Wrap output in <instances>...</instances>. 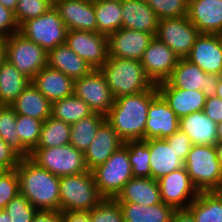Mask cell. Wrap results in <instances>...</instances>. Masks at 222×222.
Returning a JSON list of instances; mask_svg holds the SVG:
<instances>
[{"label": "cell", "instance_id": "e0dca14e", "mask_svg": "<svg viewBox=\"0 0 222 222\" xmlns=\"http://www.w3.org/2000/svg\"><path fill=\"white\" fill-rule=\"evenodd\" d=\"M186 59L205 73L222 75V39L220 34L200 33Z\"/></svg>", "mask_w": 222, "mask_h": 222}, {"label": "cell", "instance_id": "f1b7e54d", "mask_svg": "<svg viewBox=\"0 0 222 222\" xmlns=\"http://www.w3.org/2000/svg\"><path fill=\"white\" fill-rule=\"evenodd\" d=\"M15 113L45 121L51 116L52 103L30 83L11 104Z\"/></svg>", "mask_w": 222, "mask_h": 222}, {"label": "cell", "instance_id": "7bdbcfd3", "mask_svg": "<svg viewBox=\"0 0 222 222\" xmlns=\"http://www.w3.org/2000/svg\"><path fill=\"white\" fill-rule=\"evenodd\" d=\"M51 7L46 0H18L14 15L20 27L25 21L41 16Z\"/></svg>", "mask_w": 222, "mask_h": 222}, {"label": "cell", "instance_id": "30bf717a", "mask_svg": "<svg viewBox=\"0 0 222 222\" xmlns=\"http://www.w3.org/2000/svg\"><path fill=\"white\" fill-rule=\"evenodd\" d=\"M199 34L197 27L188 17L181 16L159 19L155 37L164 42L179 59H185Z\"/></svg>", "mask_w": 222, "mask_h": 222}, {"label": "cell", "instance_id": "603a6c76", "mask_svg": "<svg viewBox=\"0 0 222 222\" xmlns=\"http://www.w3.org/2000/svg\"><path fill=\"white\" fill-rule=\"evenodd\" d=\"M159 18L145 0H122V26L156 35Z\"/></svg>", "mask_w": 222, "mask_h": 222}, {"label": "cell", "instance_id": "9c48e42d", "mask_svg": "<svg viewBox=\"0 0 222 222\" xmlns=\"http://www.w3.org/2000/svg\"><path fill=\"white\" fill-rule=\"evenodd\" d=\"M47 56L44 48L19 32L7 37L6 60L31 80L47 66Z\"/></svg>", "mask_w": 222, "mask_h": 222}, {"label": "cell", "instance_id": "b9f144b4", "mask_svg": "<svg viewBox=\"0 0 222 222\" xmlns=\"http://www.w3.org/2000/svg\"><path fill=\"white\" fill-rule=\"evenodd\" d=\"M9 215L10 222H32L37 209L29 200L18 194L4 208Z\"/></svg>", "mask_w": 222, "mask_h": 222}, {"label": "cell", "instance_id": "d6a6232c", "mask_svg": "<svg viewBox=\"0 0 222 222\" xmlns=\"http://www.w3.org/2000/svg\"><path fill=\"white\" fill-rule=\"evenodd\" d=\"M97 32L109 36L122 26V0H93Z\"/></svg>", "mask_w": 222, "mask_h": 222}, {"label": "cell", "instance_id": "680465c9", "mask_svg": "<svg viewBox=\"0 0 222 222\" xmlns=\"http://www.w3.org/2000/svg\"><path fill=\"white\" fill-rule=\"evenodd\" d=\"M217 137L218 142H222V121L217 123Z\"/></svg>", "mask_w": 222, "mask_h": 222}, {"label": "cell", "instance_id": "c3c4849f", "mask_svg": "<svg viewBox=\"0 0 222 222\" xmlns=\"http://www.w3.org/2000/svg\"><path fill=\"white\" fill-rule=\"evenodd\" d=\"M203 112L215 123L222 121V100L217 96L206 98Z\"/></svg>", "mask_w": 222, "mask_h": 222}, {"label": "cell", "instance_id": "cb8c5ba5", "mask_svg": "<svg viewBox=\"0 0 222 222\" xmlns=\"http://www.w3.org/2000/svg\"><path fill=\"white\" fill-rule=\"evenodd\" d=\"M31 82L51 103L73 95L74 80L48 66L36 74Z\"/></svg>", "mask_w": 222, "mask_h": 222}, {"label": "cell", "instance_id": "94428289", "mask_svg": "<svg viewBox=\"0 0 222 222\" xmlns=\"http://www.w3.org/2000/svg\"><path fill=\"white\" fill-rule=\"evenodd\" d=\"M6 170L0 166V176L2 175L3 172H5Z\"/></svg>", "mask_w": 222, "mask_h": 222}, {"label": "cell", "instance_id": "f907efd6", "mask_svg": "<svg viewBox=\"0 0 222 222\" xmlns=\"http://www.w3.org/2000/svg\"><path fill=\"white\" fill-rule=\"evenodd\" d=\"M61 222H91L89 211H63Z\"/></svg>", "mask_w": 222, "mask_h": 222}, {"label": "cell", "instance_id": "836d02e7", "mask_svg": "<svg viewBox=\"0 0 222 222\" xmlns=\"http://www.w3.org/2000/svg\"><path fill=\"white\" fill-rule=\"evenodd\" d=\"M105 120L104 115L93 113L71 124L70 144L84 153L94 140L99 126Z\"/></svg>", "mask_w": 222, "mask_h": 222}, {"label": "cell", "instance_id": "7dc6e473", "mask_svg": "<svg viewBox=\"0 0 222 222\" xmlns=\"http://www.w3.org/2000/svg\"><path fill=\"white\" fill-rule=\"evenodd\" d=\"M22 157L0 138V166L5 170L15 169Z\"/></svg>", "mask_w": 222, "mask_h": 222}, {"label": "cell", "instance_id": "816d5d0a", "mask_svg": "<svg viewBox=\"0 0 222 222\" xmlns=\"http://www.w3.org/2000/svg\"><path fill=\"white\" fill-rule=\"evenodd\" d=\"M170 222H196V220L188 209H179L174 211Z\"/></svg>", "mask_w": 222, "mask_h": 222}, {"label": "cell", "instance_id": "8fae6325", "mask_svg": "<svg viewBox=\"0 0 222 222\" xmlns=\"http://www.w3.org/2000/svg\"><path fill=\"white\" fill-rule=\"evenodd\" d=\"M73 94L88 104L94 113L104 116L115 100L100 69H92L82 78L74 80Z\"/></svg>", "mask_w": 222, "mask_h": 222}, {"label": "cell", "instance_id": "681fc988", "mask_svg": "<svg viewBox=\"0 0 222 222\" xmlns=\"http://www.w3.org/2000/svg\"><path fill=\"white\" fill-rule=\"evenodd\" d=\"M60 210H37L32 222H61Z\"/></svg>", "mask_w": 222, "mask_h": 222}, {"label": "cell", "instance_id": "74e56055", "mask_svg": "<svg viewBox=\"0 0 222 222\" xmlns=\"http://www.w3.org/2000/svg\"><path fill=\"white\" fill-rule=\"evenodd\" d=\"M128 146V157L134 177H151L150 151L148 140H129L124 142Z\"/></svg>", "mask_w": 222, "mask_h": 222}, {"label": "cell", "instance_id": "6da1fadb", "mask_svg": "<svg viewBox=\"0 0 222 222\" xmlns=\"http://www.w3.org/2000/svg\"><path fill=\"white\" fill-rule=\"evenodd\" d=\"M158 93L155 84L149 90L121 96L114 100V104L105 118L124 142L145 140L148 108Z\"/></svg>", "mask_w": 222, "mask_h": 222}, {"label": "cell", "instance_id": "83f0119b", "mask_svg": "<svg viewBox=\"0 0 222 222\" xmlns=\"http://www.w3.org/2000/svg\"><path fill=\"white\" fill-rule=\"evenodd\" d=\"M180 127L193 145H215L218 142L217 123L210 120L203 111L191 113L179 119Z\"/></svg>", "mask_w": 222, "mask_h": 222}, {"label": "cell", "instance_id": "d590c367", "mask_svg": "<svg viewBox=\"0 0 222 222\" xmlns=\"http://www.w3.org/2000/svg\"><path fill=\"white\" fill-rule=\"evenodd\" d=\"M71 124L48 117L43 123L36 148H50L70 144Z\"/></svg>", "mask_w": 222, "mask_h": 222}, {"label": "cell", "instance_id": "ee69618b", "mask_svg": "<svg viewBox=\"0 0 222 222\" xmlns=\"http://www.w3.org/2000/svg\"><path fill=\"white\" fill-rule=\"evenodd\" d=\"M19 194V179L16 169L6 170L0 176V210Z\"/></svg>", "mask_w": 222, "mask_h": 222}, {"label": "cell", "instance_id": "4fadbf2b", "mask_svg": "<svg viewBox=\"0 0 222 222\" xmlns=\"http://www.w3.org/2000/svg\"><path fill=\"white\" fill-rule=\"evenodd\" d=\"M157 181L161 201L175 210L187 209L199 194L184 167L170 172Z\"/></svg>", "mask_w": 222, "mask_h": 222}, {"label": "cell", "instance_id": "52a82bcc", "mask_svg": "<svg viewBox=\"0 0 222 222\" xmlns=\"http://www.w3.org/2000/svg\"><path fill=\"white\" fill-rule=\"evenodd\" d=\"M30 158L53 175L62 177L88 171L84 153L71 144L50 148H35Z\"/></svg>", "mask_w": 222, "mask_h": 222}, {"label": "cell", "instance_id": "db71d44e", "mask_svg": "<svg viewBox=\"0 0 222 222\" xmlns=\"http://www.w3.org/2000/svg\"><path fill=\"white\" fill-rule=\"evenodd\" d=\"M0 3L5 7L15 12L18 0H0Z\"/></svg>", "mask_w": 222, "mask_h": 222}, {"label": "cell", "instance_id": "5b68a950", "mask_svg": "<svg viewBox=\"0 0 222 222\" xmlns=\"http://www.w3.org/2000/svg\"><path fill=\"white\" fill-rule=\"evenodd\" d=\"M60 211H90L104 197L95 185L92 171L59 177Z\"/></svg>", "mask_w": 222, "mask_h": 222}, {"label": "cell", "instance_id": "7402d4cb", "mask_svg": "<svg viewBox=\"0 0 222 222\" xmlns=\"http://www.w3.org/2000/svg\"><path fill=\"white\" fill-rule=\"evenodd\" d=\"M157 88L179 119L204 109L207 97L202 90L188 91L174 88L167 81L158 83Z\"/></svg>", "mask_w": 222, "mask_h": 222}, {"label": "cell", "instance_id": "8992f818", "mask_svg": "<svg viewBox=\"0 0 222 222\" xmlns=\"http://www.w3.org/2000/svg\"><path fill=\"white\" fill-rule=\"evenodd\" d=\"M95 185L104 198L115 199L124 185L132 178L128 146L124 143L105 162L91 170Z\"/></svg>", "mask_w": 222, "mask_h": 222}, {"label": "cell", "instance_id": "91938a15", "mask_svg": "<svg viewBox=\"0 0 222 222\" xmlns=\"http://www.w3.org/2000/svg\"><path fill=\"white\" fill-rule=\"evenodd\" d=\"M50 5L55 6L60 0H46Z\"/></svg>", "mask_w": 222, "mask_h": 222}, {"label": "cell", "instance_id": "4316f807", "mask_svg": "<svg viewBox=\"0 0 222 222\" xmlns=\"http://www.w3.org/2000/svg\"><path fill=\"white\" fill-rule=\"evenodd\" d=\"M115 199L118 202H131L145 206L162 202L158 181L151 177H132Z\"/></svg>", "mask_w": 222, "mask_h": 222}, {"label": "cell", "instance_id": "7c38bea8", "mask_svg": "<svg viewBox=\"0 0 222 222\" xmlns=\"http://www.w3.org/2000/svg\"><path fill=\"white\" fill-rule=\"evenodd\" d=\"M66 44L92 69H100L108 60V36L102 33L70 30L66 34Z\"/></svg>", "mask_w": 222, "mask_h": 222}, {"label": "cell", "instance_id": "6f0895ef", "mask_svg": "<svg viewBox=\"0 0 222 222\" xmlns=\"http://www.w3.org/2000/svg\"><path fill=\"white\" fill-rule=\"evenodd\" d=\"M0 222H10L9 215L4 209L0 210Z\"/></svg>", "mask_w": 222, "mask_h": 222}, {"label": "cell", "instance_id": "f546056e", "mask_svg": "<svg viewBox=\"0 0 222 222\" xmlns=\"http://www.w3.org/2000/svg\"><path fill=\"white\" fill-rule=\"evenodd\" d=\"M124 222H170L175 209L163 202L145 206L131 202H118Z\"/></svg>", "mask_w": 222, "mask_h": 222}, {"label": "cell", "instance_id": "bcb514c9", "mask_svg": "<svg viewBox=\"0 0 222 222\" xmlns=\"http://www.w3.org/2000/svg\"><path fill=\"white\" fill-rule=\"evenodd\" d=\"M17 32H19V25L14 12L0 3V35L9 37Z\"/></svg>", "mask_w": 222, "mask_h": 222}, {"label": "cell", "instance_id": "9a60e30c", "mask_svg": "<svg viewBox=\"0 0 222 222\" xmlns=\"http://www.w3.org/2000/svg\"><path fill=\"white\" fill-rule=\"evenodd\" d=\"M178 60L179 58L175 53L154 36L140 61L147 76L157 85L171 76Z\"/></svg>", "mask_w": 222, "mask_h": 222}, {"label": "cell", "instance_id": "ba28073f", "mask_svg": "<svg viewBox=\"0 0 222 222\" xmlns=\"http://www.w3.org/2000/svg\"><path fill=\"white\" fill-rule=\"evenodd\" d=\"M67 31L55 6L39 17L25 21L19 27V33L47 52L66 43Z\"/></svg>", "mask_w": 222, "mask_h": 222}, {"label": "cell", "instance_id": "f6af8a7d", "mask_svg": "<svg viewBox=\"0 0 222 222\" xmlns=\"http://www.w3.org/2000/svg\"><path fill=\"white\" fill-rule=\"evenodd\" d=\"M171 147L177 152L178 156L185 161L192 147V142L188 135L181 129L165 139Z\"/></svg>", "mask_w": 222, "mask_h": 222}, {"label": "cell", "instance_id": "44dd1931", "mask_svg": "<svg viewBox=\"0 0 222 222\" xmlns=\"http://www.w3.org/2000/svg\"><path fill=\"white\" fill-rule=\"evenodd\" d=\"M188 19L199 33H222V0H189Z\"/></svg>", "mask_w": 222, "mask_h": 222}, {"label": "cell", "instance_id": "484cf974", "mask_svg": "<svg viewBox=\"0 0 222 222\" xmlns=\"http://www.w3.org/2000/svg\"><path fill=\"white\" fill-rule=\"evenodd\" d=\"M47 66L61 71L73 80L82 78L92 70V67L66 43L48 51Z\"/></svg>", "mask_w": 222, "mask_h": 222}, {"label": "cell", "instance_id": "277c9868", "mask_svg": "<svg viewBox=\"0 0 222 222\" xmlns=\"http://www.w3.org/2000/svg\"><path fill=\"white\" fill-rule=\"evenodd\" d=\"M184 168L199 192L222 191V167L215 145H192Z\"/></svg>", "mask_w": 222, "mask_h": 222}, {"label": "cell", "instance_id": "8d00e7d4", "mask_svg": "<svg viewBox=\"0 0 222 222\" xmlns=\"http://www.w3.org/2000/svg\"><path fill=\"white\" fill-rule=\"evenodd\" d=\"M17 114L11 105H0V138L22 158L30 157V151L21 143L16 131Z\"/></svg>", "mask_w": 222, "mask_h": 222}, {"label": "cell", "instance_id": "d6986e66", "mask_svg": "<svg viewBox=\"0 0 222 222\" xmlns=\"http://www.w3.org/2000/svg\"><path fill=\"white\" fill-rule=\"evenodd\" d=\"M55 8L58 10L68 31L97 32L93 0H60Z\"/></svg>", "mask_w": 222, "mask_h": 222}, {"label": "cell", "instance_id": "5bb4252c", "mask_svg": "<svg viewBox=\"0 0 222 222\" xmlns=\"http://www.w3.org/2000/svg\"><path fill=\"white\" fill-rule=\"evenodd\" d=\"M172 87L182 90H202L206 97L215 96L219 75L205 73L188 59H179L171 76L166 80Z\"/></svg>", "mask_w": 222, "mask_h": 222}, {"label": "cell", "instance_id": "7a4b0ae2", "mask_svg": "<svg viewBox=\"0 0 222 222\" xmlns=\"http://www.w3.org/2000/svg\"><path fill=\"white\" fill-rule=\"evenodd\" d=\"M15 169L19 194L37 210H60L59 176L40 167L30 157L22 158Z\"/></svg>", "mask_w": 222, "mask_h": 222}, {"label": "cell", "instance_id": "9f6ffc18", "mask_svg": "<svg viewBox=\"0 0 222 222\" xmlns=\"http://www.w3.org/2000/svg\"><path fill=\"white\" fill-rule=\"evenodd\" d=\"M215 96L219 97L222 100V75L219 76V82Z\"/></svg>", "mask_w": 222, "mask_h": 222}, {"label": "cell", "instance_id": "2e32d148", "mask_svg": "<svg viewBox=\"0 0 222 222\" xmlns=\"http://www.w3.org/2000/svg\"><path fill=\"white\" fill-rule=\"evenodd\" d=\"M153 38L150 33L121 28L108 36V57L141 60Z\"/></svg>", "mask_w": 222, "mask_h": 222}, {"label": "cell", "instance_id": "ac0fdd59", "mask_svg": "<svg viewBox=\"0 0 222 222\" xmlns=\"http://www.w3.org/2000/svg\"><path fill=\"white\" fill-rule=\"evenodd\" d=\"M180 127L179 118L170 108L168 102L158 93L148 108L145 126V140L166 139Z\"/></svg>", "mask_w": 222, "mask_h": 222}, {"label": "cell", "instance_id": "ab89813d", "mask_svg": "<svg viewBox=\"0 0 222 222\" xmlns=\"http://www.w3.org/2000/svg\"><path fill=\"white\" fill-rule=\"evenodd\" d=\"M91 222H124L121 206L116 199L104 198L89 211Z\"/></svg>", "mask_w": 222, "mask_h": 222}, {"label": "cell", "instance_id": "f5cc1de1", "mask_svg": "<svg viewBox=\"0 0 222 222\" xmlns=\"http://www.w3.org/2000/svg\"><path fill=\"white\" fill-rule=\"evenodd\" d=\"M7 37L0 35V66L6 60Z\"/></svg>", "mask_w": 222, "mask_h": 222}, {"label": "cell", "instance_id": "1f68e13d", "mask_svg": "<svg viewBox=\"0 0 222 222\" xmlns=\"http://www.w3.org/2000/svg\"><path fill=\"white\" fill-rule=\"evenodd\" d=\"M187 209L196 222H222V191L199 192Z\"/></svg>", "mask_w": 222, "mask_h": 222}, {"label": "cell", "instance_id": "11a10c76", "mask_svg": "<svg viewBox=\"0 0 222 222\" xmlns=\"http://www.w3.org/2000/svg\"><path fill=\"white\" fill-rule=\"evenodd\" d=\"M215 149H216V152H217V158L221 164V167H222V142H217L215 144Z\"/></svg>", "mask_w": 222, "mask_h": 222}, {"label": "cell", "instance_id": "f35d334b", "mask_svg": "<svg viewBox=\"0 0 222 222\" xmlns=\"http://www.w3.org/2000/svg\"><path fill=\"white\" fill-rule=\"evenodd\" d=\"M43 121L24 115L16 119V131L21 143L32 152L39 142Z\"/></svg>", "mask_w": 222, "mask_h": 222}, {"label": "cell", "instance_id": "ffe728a7", "mask_svg": "<svg viewBox=\"0 0 222 222\" xmlns=\"http://www.w3.org/2000/svg\"><path fill=\"white\" fill-rule=\"evenodd\" d=\"M124 144L113 127L105 120L98 128L94 140L84 152L88 170L105 163L111 155Z\"/></svg>", "mask_w": 222, "mask_h": 222}, {"label": "cell", "instance_id": "60d3db41", "mask_svg": "<svg viewBox=\"0 0 222 222\" xmlns=\"http://www.w3.org/2000/svg\"><path fill=\"white\" fill-rule=\"evenodd\" d=\"M159 19L187 16L189 0H147Z\"/></svg>", "mask_w": 222, "mask_h": 222}, {"label": "cell", "instance_id": "4dcf8cb0", "mask_svg": "<svg viewBox=\"0 0 222 222\" xmlns=\"http://www.w3.org/2000/svg\"><path fill=\"white\" fill-rule=\"evenodd\" d=\"M30 83L31 79L5 60L0 66V105H11Z\"/></svg>", "mask_w": 222, "mask_h": 222}, {"label": "cell", "instance_id": "d4e9b609", "mask_svg": "<svg viewBox=\"0 0 222 222\" xmlns=\"http://www.w3.org/2000/svg\"><path fill=\"white\" fill-rule=\"evenodd\" d=\"M151 178L156 181L184 167V161L165 139H149Z\"/></svg>", "mask_w": 222, "mask_h": 222}, {"label": "cell", "instance_id": "e575fe53", "mask_svg": "<svg viewBox=\"0 0 222 222\" xmlns=\"http://www.w3.org/2000/svg\"><path fill=\"white\" fill-rule=\"evenodd\" d=\"M93 113L89 105L74 94L52 102L51 116L65 123L73 124Z\"/></svg>", "mask_w": 222, "mask_h": 222}, {"label": "cell", "instance_id": "3957f363", "mask_svg": "<svg viewBox=\"0 0 222 222\" xmlns=\"http://www.w3.org/2000/svg\"><path fill=\"white\" fill-rule=\"evenodd\" d=\"M100 70L114 99L149 90L155 85L147 76L140 60L108 57Z\"/></svg>", "mask_w": 222, "mask_h": 222}]
</instances>
